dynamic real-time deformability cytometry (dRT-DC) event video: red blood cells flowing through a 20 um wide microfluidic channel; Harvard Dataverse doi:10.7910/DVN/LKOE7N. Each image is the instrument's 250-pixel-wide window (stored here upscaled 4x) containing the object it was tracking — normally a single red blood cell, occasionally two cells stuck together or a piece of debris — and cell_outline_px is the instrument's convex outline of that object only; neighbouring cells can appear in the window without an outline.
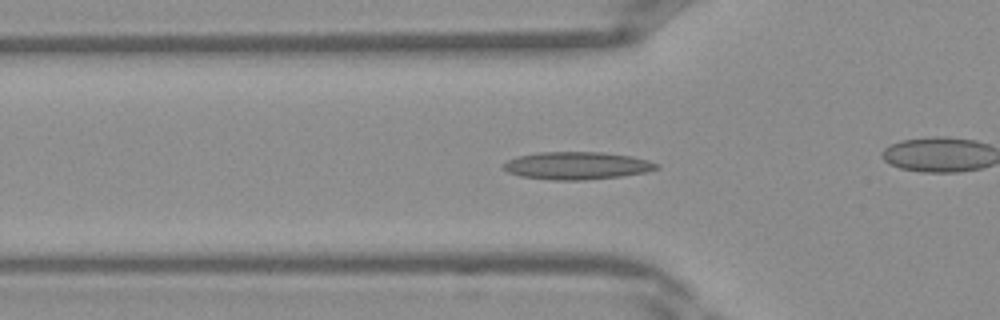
{"species": "Egyptian fruit bat (a non-hibernating species)", "species_latin": "Rousettus aegyptiacus", "temperature_condition": "warm", "stored_images_in_passage": 36, "camera_frame_rate_fps": 3000, "um_per_image_px": 0.085, "frame": {"image": 1, "passage_image": 9, "time_ms": 2.667, "image_size_px": [1000, 320], "cell_outline_px": [[660, 168], [644, 172], [620, 176], [584, 180], [552, 180], [520, 176], [508, 172], [500, 168], [500, 164], [516, 156], [540, 152], [600, 152], [632, 156], [648, 160], [660, 164]], "centroid_in_image_um": [48.99, 14.07], "position_along_channel_um": 76.8, "area_um2": 24.8}}
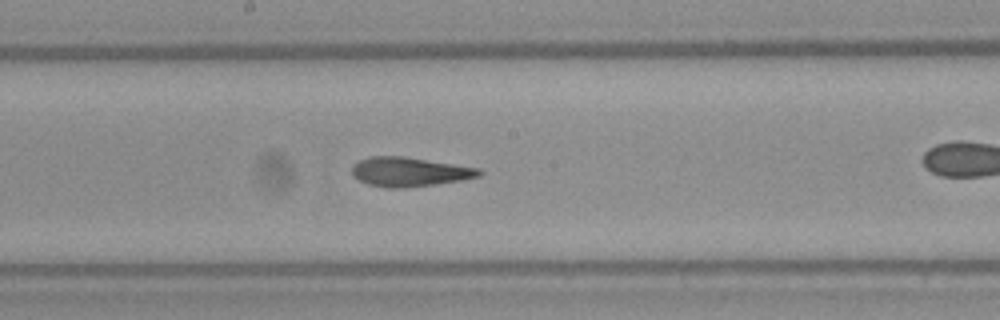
{"frame": {"image": 2, "passage_image": 17, "time_ms": 5.333, "image_size_px": [1000, 320], "cell_outline_px": [[484, 172], [480, 176], [460, 180], [436, 184], [400, 188], [388, 188], [368, 184], [352, 176], [352, 164], [368, 156], [404, 156], [480, 168]], "centroid_in_image_um": [34.79, 14.6], "position_along_channel_um": 213.4, "area_um2": 21.73}}
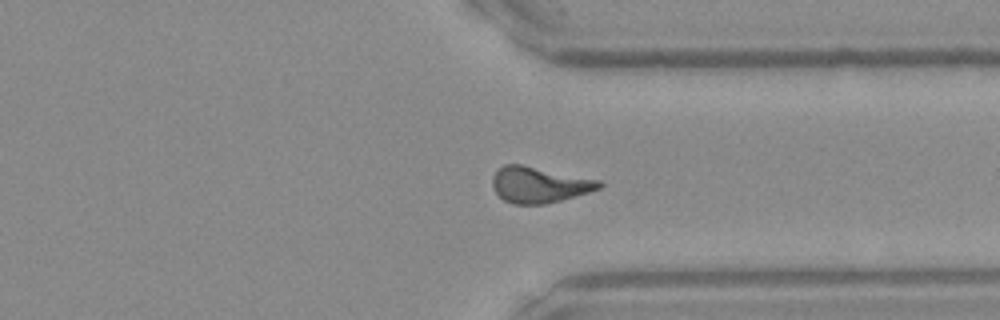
{"frame": {"image": 3, "passage_image": 26, "time_ms": 8.333, "image_size_px": [1000, 320], "cell_outline_px": [[604, 184], [600, 188], [588, 192], [560, 200], [544, 204], [512, 204], [504, 200], [496, 192], [492, 184], [492, 176], [504, 164], [520, 164], [600, 180]], "centroid_in_image_um": [45.82, 15.7], "position_along_channel_um": 365.6, "area_um2": 22.08}}